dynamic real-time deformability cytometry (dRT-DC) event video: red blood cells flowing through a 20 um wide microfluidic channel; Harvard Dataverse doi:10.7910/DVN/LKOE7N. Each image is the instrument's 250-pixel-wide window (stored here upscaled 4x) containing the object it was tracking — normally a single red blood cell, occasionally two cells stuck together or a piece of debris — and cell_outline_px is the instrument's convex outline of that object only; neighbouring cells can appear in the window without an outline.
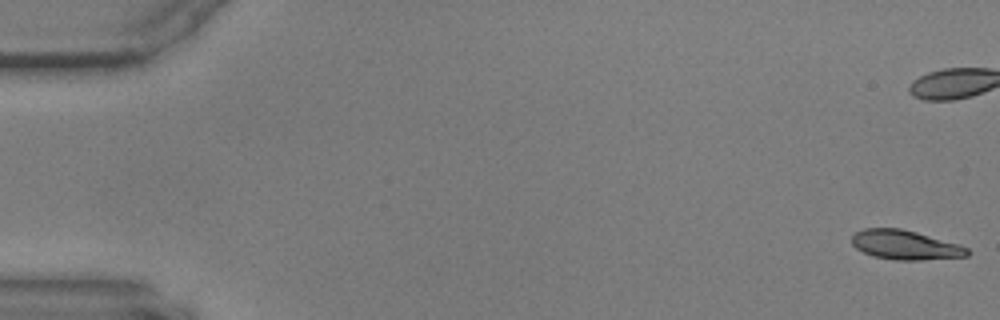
{"species": "common noctule bat (a hibernating species)", "species_latin": "Nyctalus noctula", "temperature_condition": "warm", "stored_images_in_passage": 15, "camera_frame_rate_fps": 3000, "um_per_image_px": 0.085, "animal": {"sex": "male", "body_mass_g": 17.9, "forearm_length_mm": 54.2}, "frame": {"image": 1, "passage_image": 1, "time_ms": 0.0, "image_size_px": [1000, 320], "cell_outline_px": [[972, 252], [968, 256], [920, 260], [896, 260], [872, 256], [856, 248], [852, 244], [852, 236], [856, 232], [864, 228], [900, 228], [916, 232], [960, 244], [968, 248]], "centroid_in_image_um": [76.97, 20.82], "position_along_channel_um": 8.0, "area_um2": 19.83}}